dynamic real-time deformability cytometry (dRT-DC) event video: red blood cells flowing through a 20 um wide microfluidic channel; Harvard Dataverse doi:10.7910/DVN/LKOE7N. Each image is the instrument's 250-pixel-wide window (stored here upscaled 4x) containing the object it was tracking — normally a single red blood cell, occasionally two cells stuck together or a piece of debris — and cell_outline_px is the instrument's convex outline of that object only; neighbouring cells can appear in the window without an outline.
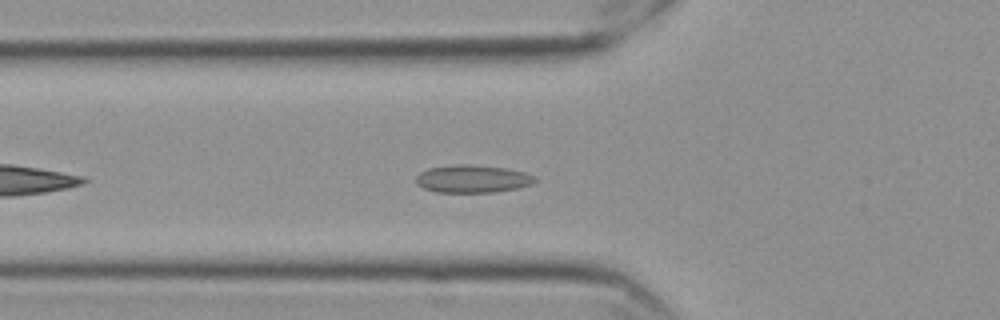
{"species": "Egyptian fruit bat (a non-hibernating species)", "species_latin": "Rousettus aegyptiacus", "temperature_condition": "cold", "stored_images_in_passage": 45, "camera_frame_rate_fps": 3000, "um_per_image_px": 0.085, "frame": {"image": 1, "passage_image": 7, "time_ms": 2.0, "image_size_px": [1000, 320], "cell_outline_px": [[536, 180], [532, 184], [516, 188], [492, 192], [436, 192], [424, 188], [416, 184], [416, 176], [420, 172], [428, 168], [456, 164], [468, 164], [504, 168], [524, 172], [536, 176]], "centroid_in_image_um": [40.14, 15.2], "position_along_channel_um": 85.7, "area_um2": 19.13}}
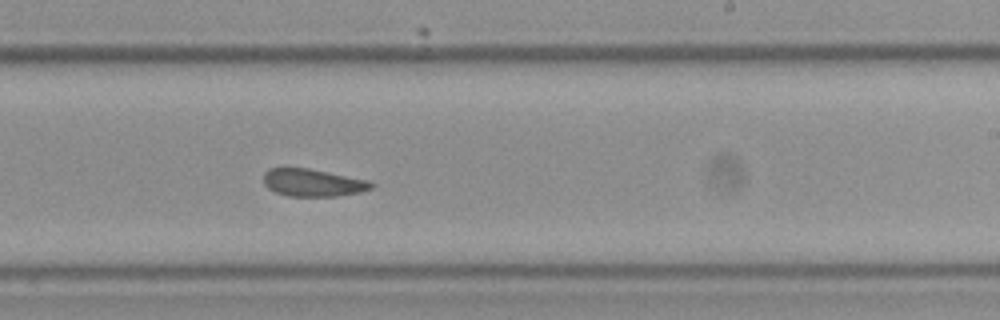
{"frame": {"image": 2, "passage_image": 22, "time_ms": 7.0, "image_size_px": [1000, 320], "cell_outline_px": [[372, 188], [360, 192], [336, 196], [288, 196], [276, 192], [268, 188], [264, 184], [264, 172], [268, 168], [308, 168], [368, 180], [372, 184]], "centroid_in_image_um": [26.56, 15.52], "position_along_channel_um": 262.4, "area_um2": 17.11}}
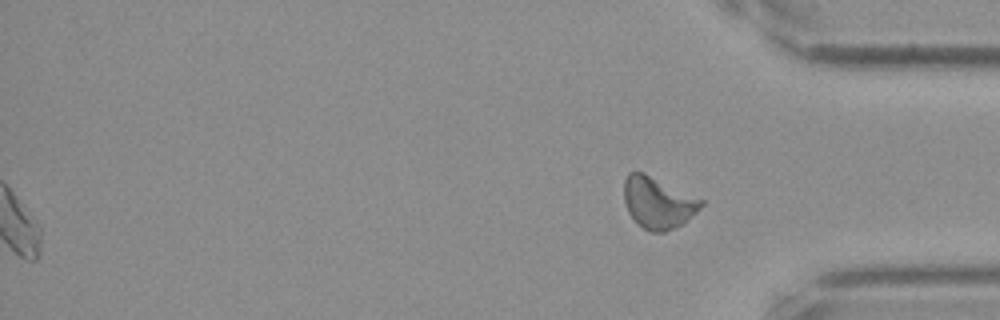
{"frame": {"image": 3, "passage_image": 45, "time_ms": 14.667, "image_size_px": [1000, 320], "cell_outline_px": [[704, 204], [696, 212], [676, 228], [664, 232], [652, 232], [636, 224], [628, 212], [624, 200], [624, 180], [628, 172], [644, 172], [704, 200]], "centroid_in_image_um": [55.91, 17.23], "position_along_channel_um": 379.3, "area_um2": 23.18}, "authors_computed_cell_mechanics": {"area_um2": 17.8602, "velocity_mm_per_s": 3.529, "shape_relaxation_time_tau1_ms": null, "shape_relaxation_time_tau2_ms": 2.3395, "deformation_change_tau1": null, "deformation_change_tau2": 0.0735}}